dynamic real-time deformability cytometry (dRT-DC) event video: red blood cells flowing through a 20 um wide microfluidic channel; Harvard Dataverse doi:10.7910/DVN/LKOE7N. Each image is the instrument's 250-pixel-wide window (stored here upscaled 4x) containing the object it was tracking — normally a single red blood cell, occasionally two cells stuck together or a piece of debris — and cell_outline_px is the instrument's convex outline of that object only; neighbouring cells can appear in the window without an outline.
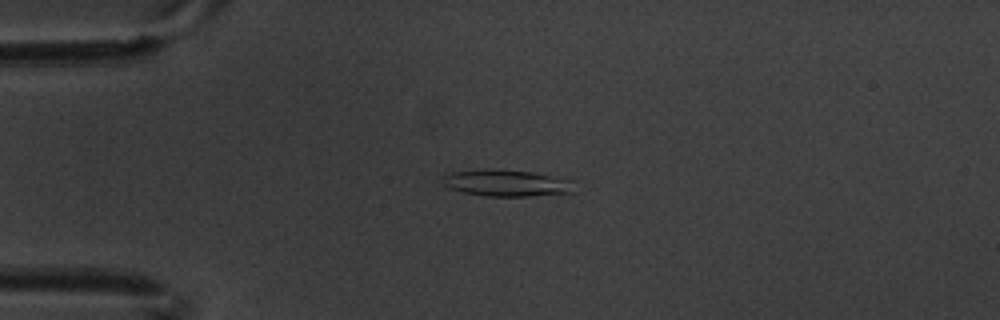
{"species": "common noctule bat (a hibernating species)", "species_latin": "Nyctalus noctula", "temperature_condition": "warm", "stored_images_in_passage": 6, "camera_frame_rate_fps": 3000, "um_per_image_px": 0.085, "animal": {"sex": "male", "body_mass_g": 20.1, "forearm_length_mm": 53.5}, "frame": {"image": 1, "passage_image": 4, "time_ms": 1.0, "image_size_px": [1000, 320], "cell_outline_px": [[572, 192], [528, 196], [484, 196], [464, 192], [452, 188], [444, 184], [440, 180], [444, 176], [452, 172], [532, 172], [572, 180]], "centroid_in_image_um": [43.1, 15.61], "position_along_channel_um": 41.9, "area_um2": 19.02}}